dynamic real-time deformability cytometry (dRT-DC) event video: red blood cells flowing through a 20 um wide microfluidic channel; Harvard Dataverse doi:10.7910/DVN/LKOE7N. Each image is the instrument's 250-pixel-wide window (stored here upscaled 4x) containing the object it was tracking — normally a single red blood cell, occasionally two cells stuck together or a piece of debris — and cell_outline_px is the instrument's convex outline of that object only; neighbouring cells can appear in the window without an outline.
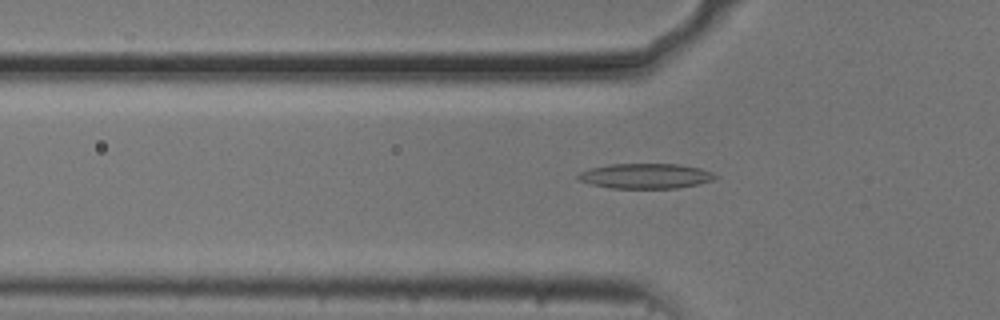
{"species": "common noctule bat (a hibernating species)", "species_latin": "Nyctalus noctula", "temperature_condition": "cold", "stored_images_in_passage": 53, "camera_frame_rate_fps": 3000, "um_per_image_px": 0.085, "animal": {"sex": "male", "body_mass_g": 20.5, "forearm_length_mm": 52.5}, "frame": {"image": 1, "passage_image": 17, "time_ms": 5.333, "image_size_px": [1000, 320], "cell_outline_px": [[720, 176], [712, 180], [696, 184], [676, 188], [612, 188], [592, 184], [580, 180], [576, 176], [580, 172], [588, 168], [608, 164], [680, 164], [700, 168], [712, 172]], "centroid_in_image_um": [54.87, 14.95], "position_along_channel_um": 70.9, "area_um2": 20.0}}
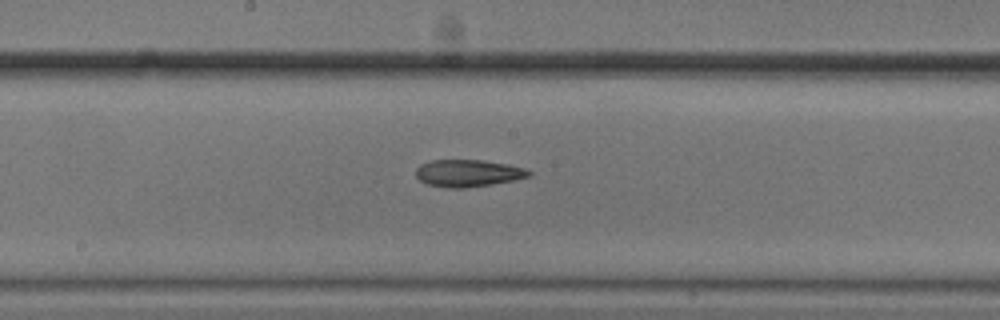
{"frame": {"image": 2, "passage_image": 28, "time_ms": 9.0, "image_size_px": [1000, 320], "cell_outline_px": [[532, 176], [492, 184], [464, 188], [448, 188], [428, 184], [420, 180], [416, 176], [416, 168], [420, 164], [432, 160], [480, 160], [508, 164], [524, 168], [532, 172]], "centroid_in_image_um": [39.78, 14.72], "position_along_channel_um": 208.4, "area_um2": 17.8}}
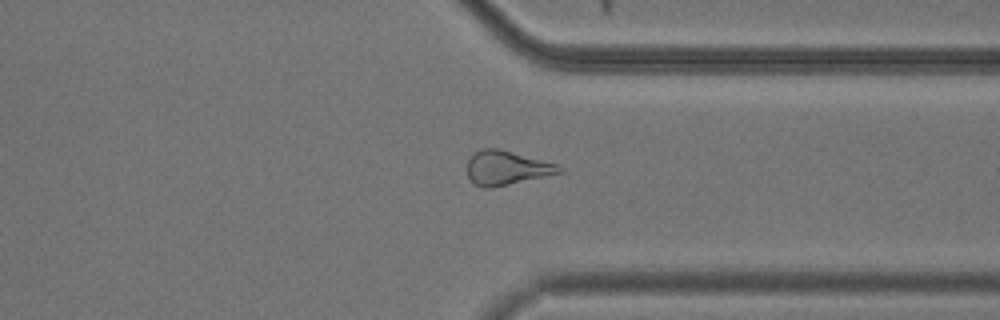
{"frame": {"image": 3, "passage_image": 41, "time_ms": 13.333, "image_size_px": [1000, 320], "cell_outline_px": [[564, 172], [492, 188], [484, 188], [476, 184], [468, 176], [468, 156], [472, 152], [484, 148], [500, 148], [556, 164], [564, 168]], "centroid_in_image_um": [43.05, 14.26], "position_along_channel_um": 368.3, "area_um2": 18.38}, "authors_computed_cell_mechanics": {"area_um2": 19.3052, "velocity_mm_per_s": 3.7125, "shape_relaxation_time_tau1_ms": 7.8166, "shape_relaxation_time_tau2_ms": 8.7652, "deformation_change_tau1": 0.1791, "deformation_change_tau2": 0.2205}}